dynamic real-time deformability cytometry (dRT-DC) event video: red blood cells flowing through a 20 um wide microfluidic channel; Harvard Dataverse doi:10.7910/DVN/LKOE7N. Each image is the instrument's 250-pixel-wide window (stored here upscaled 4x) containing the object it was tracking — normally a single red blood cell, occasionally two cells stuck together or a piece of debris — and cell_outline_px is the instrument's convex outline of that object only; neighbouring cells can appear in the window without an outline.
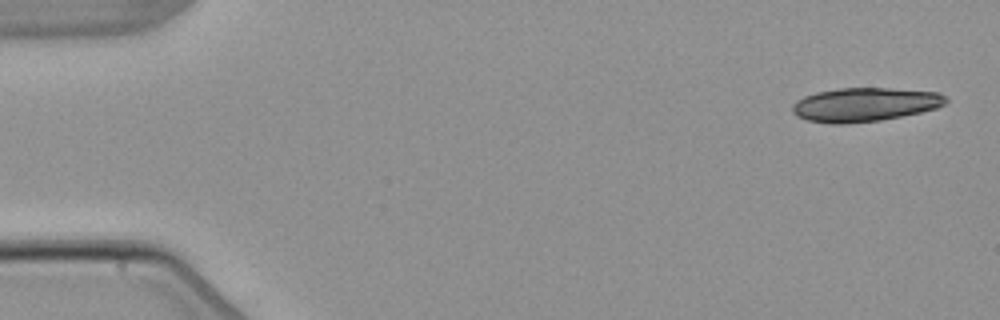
{"species": "common noctule bat (a hibernating species)", "species_latin": "Nyctalus noctula", "temperature_condition": "warm", "stored_images_in_passage": 7, "camera_frame_rate_fps": 3000, "um_per_image_px": 0.085, "animal": {"sex": "male", "body_mass_g": 21.5, "forearm_length_mm": 52.0}, "frame": {"image": 1, "passage_image": 1, "time_ms": 0.0, "image_size_px": [1000, 320], "cell_outline_px": [[948, 100], [944, 104], [936, 108], [920, 112], [880, 120], [844, 124], [832, 124], [808, 120], [796, 116], [792, 112], [792, 104], [796, 100], [804, 96], [816, 92], [840, 88], [892, 88], [940, 92], [948, 96]], "centroid_in_image_um": [73.5, 8.88], "position_along_channel_um": 11.5, "area_um2": 30.4}}
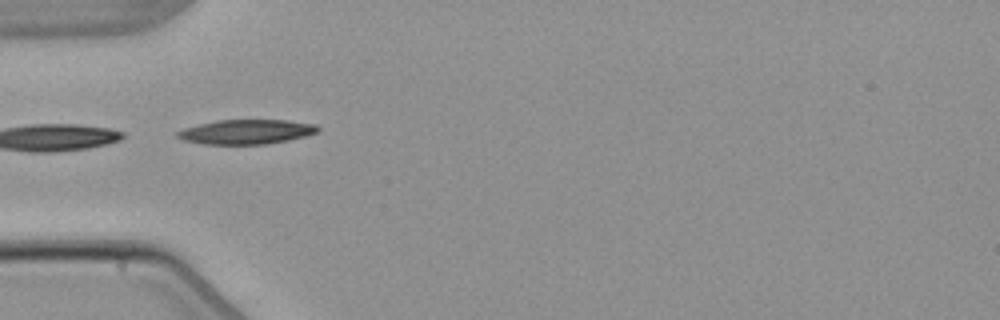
{"frame": {"image": 2, "passage_image": 5, "time_ms": 5.0, "image_size_px": [1000, 320], "cell_outline_px": [[320, 128], [316, 132], [308, 136], [288, 140], [264, 144], [204, 144], [184, 140], [176, 136], [176, 132], [184, 128], [216, 120], [288, 120], [316, 124]], "centroid_in_image_um": [20.96, 11.2], "position_along_channel_um": 64.0, "area_um2": 20.06}}